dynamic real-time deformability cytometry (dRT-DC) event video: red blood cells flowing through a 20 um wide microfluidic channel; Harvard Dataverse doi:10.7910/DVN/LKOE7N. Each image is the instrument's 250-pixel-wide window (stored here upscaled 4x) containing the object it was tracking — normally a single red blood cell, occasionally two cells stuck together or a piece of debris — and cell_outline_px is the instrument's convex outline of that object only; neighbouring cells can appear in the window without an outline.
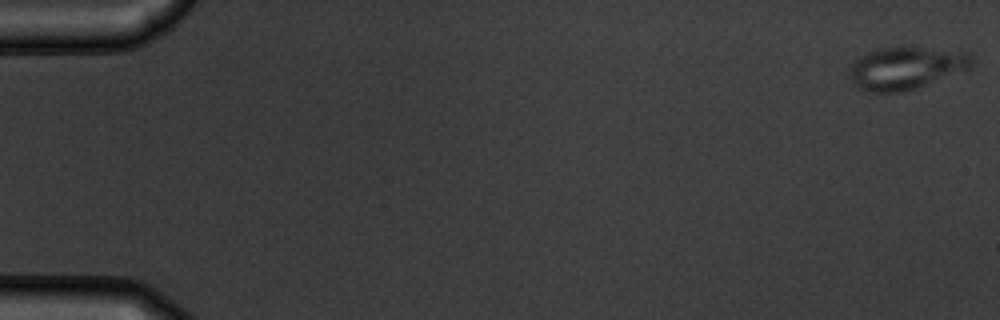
{"species": "common noctule bat (a hibernating species)", "species_latin": "Nyctalus noctula", "temperature_condition": "warm", "stored_images_in_passage": 54, "camera_frame_rate_fps": 3000, "um_per_image_px": 0.085, "animal": {"sex": "male", "body_mass_g": 19.5, "forearm_length_mm": 54.6}, "frame": {"image": 1, "passage_image": 1, "time_ms": 0.0, "image_size_px": [1000, 320], "cell_outline_px": [[972, 68], [916, 88], [904, 92], [864, 92], [856, 88], [852, 84], [848, 76], [848, 72], [852, 64], [860, 56], [868, 52], [880, 48], [920, 48], [968, 52], [972, 56]], "centroid_in_image_um": [76.96, 5.82], "position_along_channel_um": 8.0, "area_um2": 30.29}}
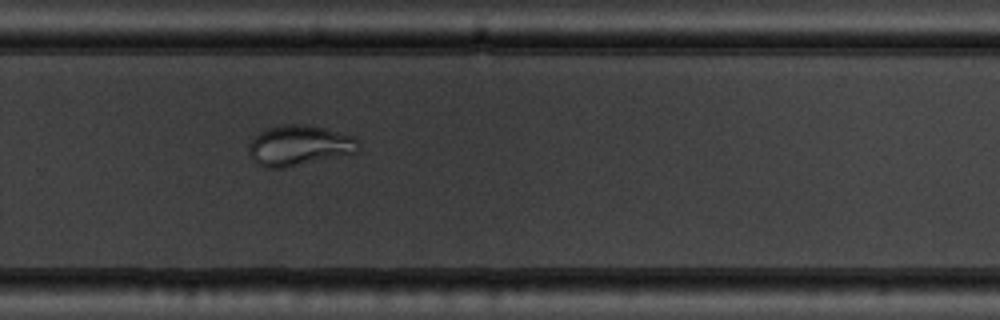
{"frame": {"image": 2, "passage_image": 37, "time_ms": 12.0, "image_size_px": [1000, 320], "cell_outline_px": [[360, 148], [356, 152], [284, 168], [264, 168], [256, 164], [252, 160], [248, 152], [248, 144], [260, 132], [268, 128], [288, 124], [300, 124], [324, 128], [352, 136], [360, 144]], "centroid_in_image_um": [25.38, 12.38], "position_along_channel_um": 304.4, "area_um2": 25.55}}
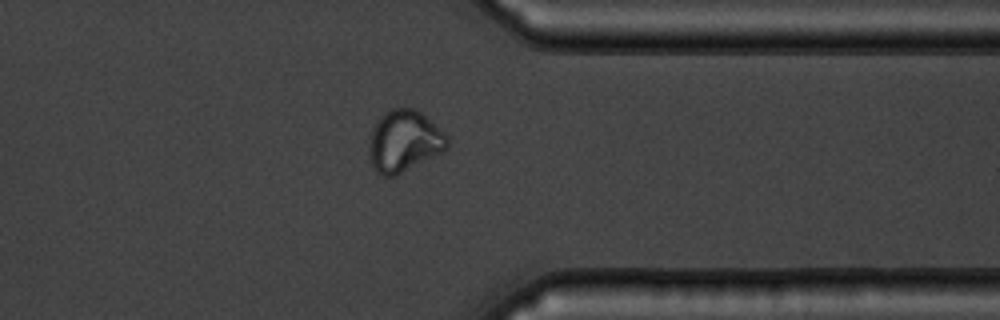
{"frame": {"image": 3, "passage_image": 43, "time_ms": 14.0, "image_size_px": [1000, 320], "cell_outline_px": [[448, 148], [444, 152], [396, 176], [384, 176], [376, 172], [372, 164], [372, 128], [392, 108], [416, 108], [444, 132], [448, 136]], "centroid_in_image_um": [34.44, 12.02], "position_along_channel_um": 377.0, "area_um2": 27.46}, "authors_computed_cell_mechanics": {"area_um2": 29.1023, "velocity_mm_per_s": 3.7903, "shape_relaxation_time_tau1_ms": 6.5334, "shape_relaxation_time_tau2_ms": null, "deformation_change_tau1": 0.1645, "deformation_change_tau2": null}}